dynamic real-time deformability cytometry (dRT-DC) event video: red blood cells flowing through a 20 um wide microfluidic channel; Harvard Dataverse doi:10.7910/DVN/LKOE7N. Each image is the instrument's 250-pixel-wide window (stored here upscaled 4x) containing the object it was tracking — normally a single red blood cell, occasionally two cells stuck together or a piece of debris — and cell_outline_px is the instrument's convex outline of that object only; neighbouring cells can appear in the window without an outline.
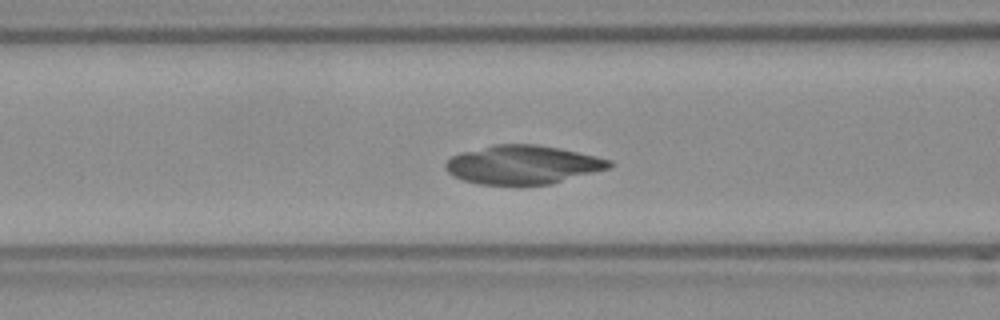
{"species": "Egyptian fruit bat (a non-hibernating species)", "species_latin": "Rousettus aegyptiacus", "temperature_condition": "room temperature", "stored_images_in_passage": 49, "camera_frame_rate_fps": 3000, "um_per_image_px": 0.085, "frame": {"image": 1, "passage_image": 17, "time_ms": 5.333, "image_size_px": [1000, 320], "cell_outline_px": [[616, 164], [608, 168], [552, 184], [480, 184], [464, 180], [452, 176], [444, 168], [444, 164], [452, 156], [460, 152], [492, 144], [536, 144], [560, 148], [596, 156], [612, 160]], "centroid_in_image_um": [44.42, 13.99], "position_along_channel_um": 122.2, "area_um2": 36.99}}
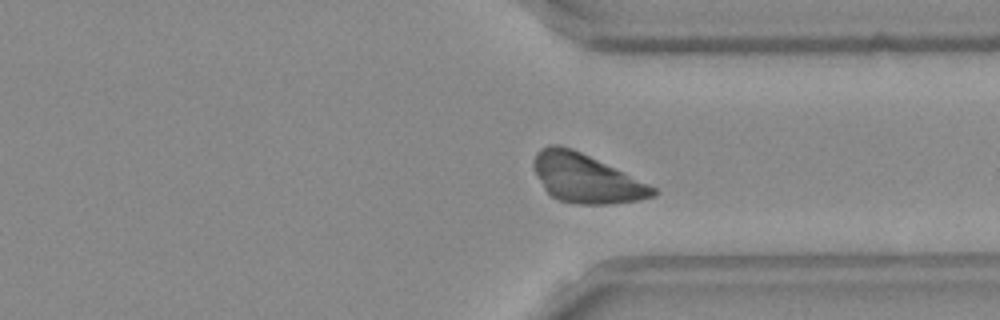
{"frame": {"image": 2, "passage_image": 36, "time_ms": 11.667, "image_size_px": [1000, 320], "cell_outline_px": [[660, 192], [656, 196], [640, 200], [612, 204], [576, 204], [560, 200], [552, 196], [544, 188], [532, 168], [532, 160], [536, 152], [540, 148], [548, 144], [560, 144], [572, 148], [648, 184], [656, 188]], "centroid_in_image_um": [49.78, 15.15], "position_along_channel_um": 361.6, "area_um2": 33.93}}
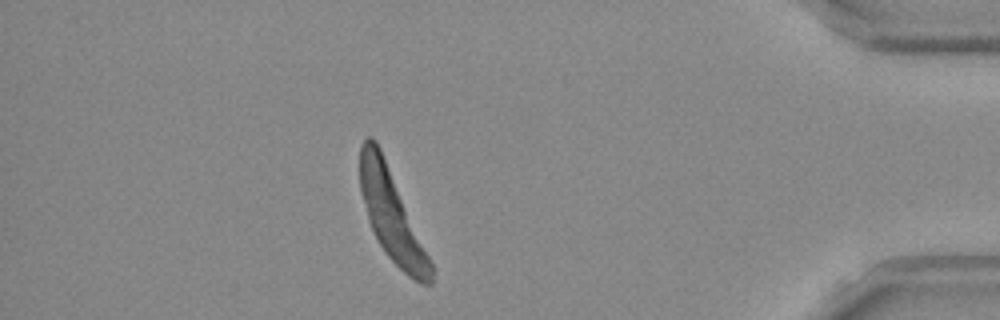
{"frame": {"image": 3, "passage_image": 43, "time_ms": 14.0, "image_size_px": [1000, 320], "cell_outline_px": [[432, 284], [420, 284], [412, 280], [388, 256], [380, 244], [368, 220], [360, 188], [360, 144], [368, 136], [372, 136], [376, 140], [380, 148], [432, 264]], "centroid_in_image_um": [33.26, 18.28], "position_along_channel_um": 401.9, "area_um2": 36.18}}